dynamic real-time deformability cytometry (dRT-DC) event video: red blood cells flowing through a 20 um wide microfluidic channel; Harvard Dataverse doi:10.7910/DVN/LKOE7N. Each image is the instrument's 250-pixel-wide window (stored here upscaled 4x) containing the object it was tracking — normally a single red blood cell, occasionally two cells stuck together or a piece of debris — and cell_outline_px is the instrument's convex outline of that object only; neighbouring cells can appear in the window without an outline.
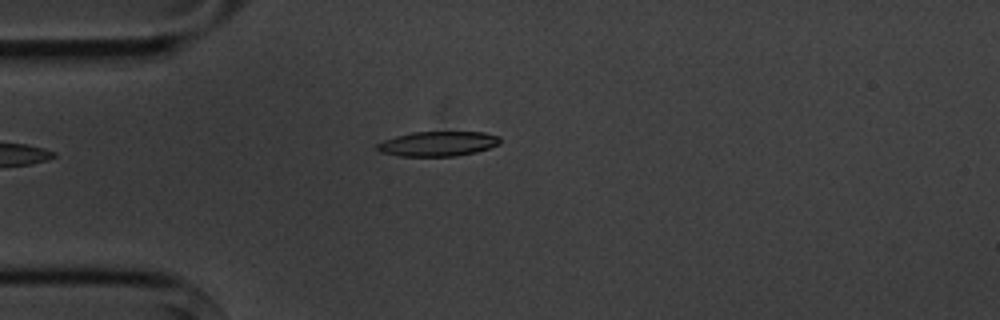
{"species": "common noctule bat (a hibernating species)", "species_latin": "Nyctalus noctula", "temperature_condition": "cold", "stored_images_in_passage": 2, "camera_frame_rate_fps": 3000, "um_per_image_px": 0.085, "animal": {"sex": "male", "body_mass_g": 20.1, "forearm_length_mm": 53.5}, "frame": {"image": 1, "passage_image": 2, "time_ms": 1.333, "image_size_px": [1000, 320], "cell_outline_px": [[500, 144], [476, 152], [456, 156], [400, 156], [380, 152], [376, 148], [376, 144], [384, 140], [396, 136], [412, 132], [484, 132], [500, 136]], "centroid_in_image_um": [37.22, 12.22], "position_along_channel_um": 47.8, "area_um2": 17.8}}